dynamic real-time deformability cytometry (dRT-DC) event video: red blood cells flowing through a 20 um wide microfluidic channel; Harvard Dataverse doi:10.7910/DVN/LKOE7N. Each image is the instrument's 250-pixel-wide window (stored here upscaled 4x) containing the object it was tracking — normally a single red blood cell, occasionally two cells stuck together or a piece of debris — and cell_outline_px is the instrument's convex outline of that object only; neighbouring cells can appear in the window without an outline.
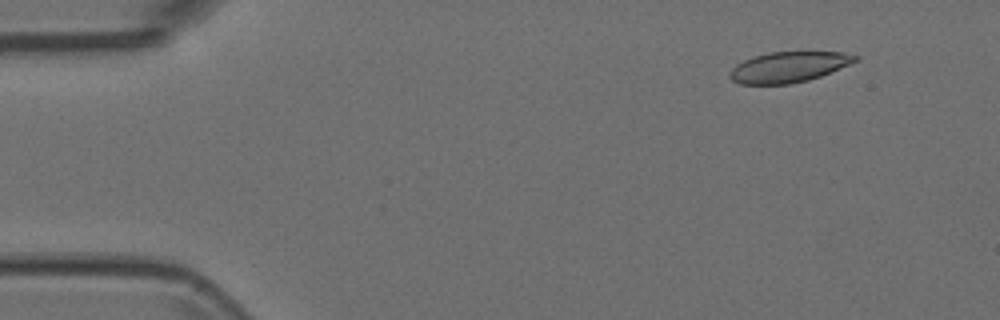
{"species": "Egyptian fruit bat (a non-hibernating species)", "species_latin": "Rousettus aegyptiacus", "temperature_condition": "room temperature", "stored_images_in_passage": 5, "camera_frame_rate_fps": 3000, "um_per_image_px": 0.085, "animal": {"sex": "female"}, "frame": {"image": 1, "passage_image": 1, "time_ms": 0.0, "image_size_px": [1000, 320], "cell_outline_px": [[860, 60], [820, 76], [808, 80], [788, 84], [740, 84], [732, 80], [728, 76], [732, 68], [736, 64], [752, 56], [768, 52], [800, 48], [840, 52], [860, 56]], "centroid_in_image_um": [67.08, 5.63], "position_along_channel_um": 17.9, "area_um2": 23.41}}